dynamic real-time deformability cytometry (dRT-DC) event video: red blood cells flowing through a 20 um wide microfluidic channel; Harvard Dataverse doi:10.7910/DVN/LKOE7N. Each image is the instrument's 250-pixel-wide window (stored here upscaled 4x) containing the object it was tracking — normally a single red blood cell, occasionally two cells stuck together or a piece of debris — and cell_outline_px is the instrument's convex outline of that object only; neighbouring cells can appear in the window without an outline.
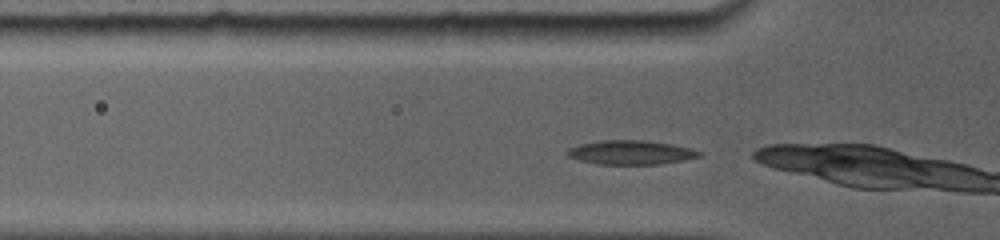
{"species": "common noctule bat (a hibernating species)", "species_latin": "Nyctalus noctula", "temperature_condition": "room temperature", "stored_images_in_passage": 11, "camera_frame_rate_fps": 5000, "um_per_image_px": 0.085, "animal": {"sex": "female", "body_mass_g": 19.0, "forearm_length_mm": 56.7}, "frame": {"image": 1, "passage_image": 4, "time_ms": 0.6, "image_size_px": [1000, 240], "cell_outline_px": [[700, 156], [684, 160], [660, 164], [596, 164], [580, 160], [568, 156], [564, 152], [568, 148], [580, 144], [604, 140], [640, 140], [668, 144], [688, 148], [700, 152]], "centroid_in_image_um": [53.54, 12.96], "position_along_channel_um": 72.3, "area_um2": 18.21}}
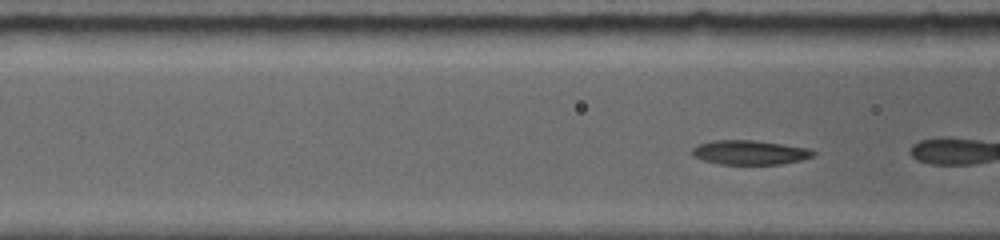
{"frame": {"image": 2, "passage_image": 8, "time_ms": 1.4, "image_size_px": [1000, 240], "cell_outline_px": [[816, 152], [812, 156], [800, 160], [780, 164], [720, 164], [704, 160], [692, 156], [692, 148], [700, 144], [716, 140], [752, 140], [808, 148]], "centroid_in_image_um": [63.71, 12.96], "position_along_channel_um": 102.9, "area_um2": 16.88}}